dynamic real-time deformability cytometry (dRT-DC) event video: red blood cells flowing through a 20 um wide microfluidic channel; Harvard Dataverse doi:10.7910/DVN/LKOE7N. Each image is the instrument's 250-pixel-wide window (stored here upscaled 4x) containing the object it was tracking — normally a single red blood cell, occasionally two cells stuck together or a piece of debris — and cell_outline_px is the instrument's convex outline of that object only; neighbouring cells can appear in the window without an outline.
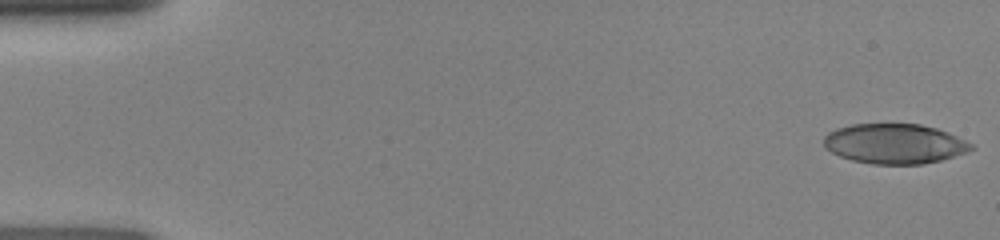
{"species": "human", "species_latin": "Homo sapiens", "temperature_condition": "room temperature", "stored_images_in_passage": 47, "camera_frame_rate_fps": 3000, "um_per_image_px": 0.085, "donor": {"sex": "female"}, "frame": {"image": 1, "passage_image": 1, "time_ms": 0.0, "image_size_px": [1000, 240], "cell_outline_px": [[972, 148], [964, 152], [940, 160], [920, 164], [872, 164], [852, 160], [840, 156], [824, 148], [824, 136], [828, 132], [836, 128], [852, 124], [920, 124], [936, 128], [948, 132], [972, 144]], "centroid_in_image_um": [75.98, 12.21], "position_along_channel_um": 9.0, "area_um2": 34.04}}
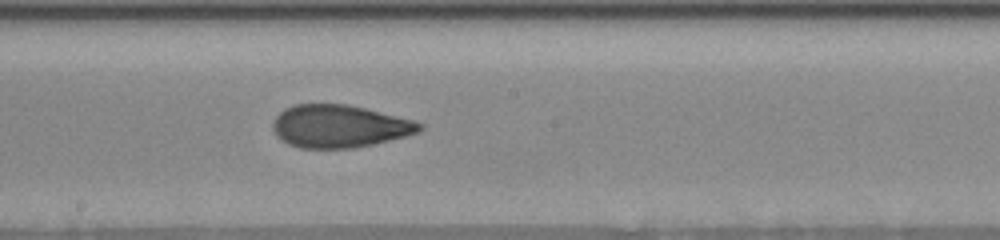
{"frame": {"image": 2, "passage_image": 26, "time_ms": 8.333, "image_size_px": [1000, 240], "cell_outline_px": [[424, 128], [420, 132], [408, 136], [372, 144], [352, 148], [300, 148], [288, 144], [280, 140], [276, 136], [272, 128], [272, 124], [276, 116], [284, 108], [296, 104], [348, 104], [412, 120], [424, 124]], "centroid_in_image_um": [28.83, 10.74], "position_along_channel_um": 219.4, "area_um2": 36.59}}
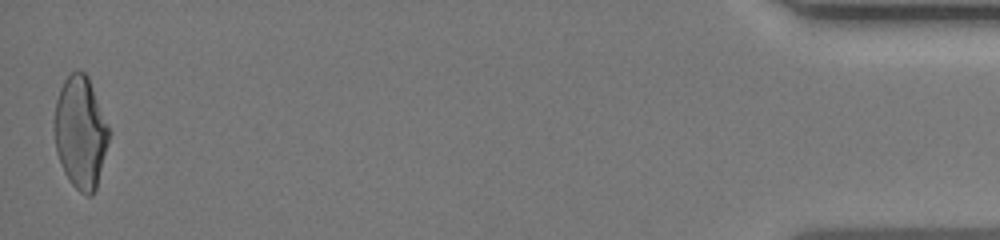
{"frame": {"image": 3, "passage_image": 47, "time_ms": 15.333, "image_size_px": [1000, 240], "cell_outline_px": [[108, 140], [96, 188], [92, 196], [88, 196], [80, 192], [72, 184], [64, 172], [56, 152], [52, 124], [56, 100], [60, 88], [64, 80], [72, 72], [84, 72], [88, 76], [108, 128]], "centroid_in_image_um": [6.79, 11.26], "position_along_channel_um": 428.4, "area_um2": 35.26}}